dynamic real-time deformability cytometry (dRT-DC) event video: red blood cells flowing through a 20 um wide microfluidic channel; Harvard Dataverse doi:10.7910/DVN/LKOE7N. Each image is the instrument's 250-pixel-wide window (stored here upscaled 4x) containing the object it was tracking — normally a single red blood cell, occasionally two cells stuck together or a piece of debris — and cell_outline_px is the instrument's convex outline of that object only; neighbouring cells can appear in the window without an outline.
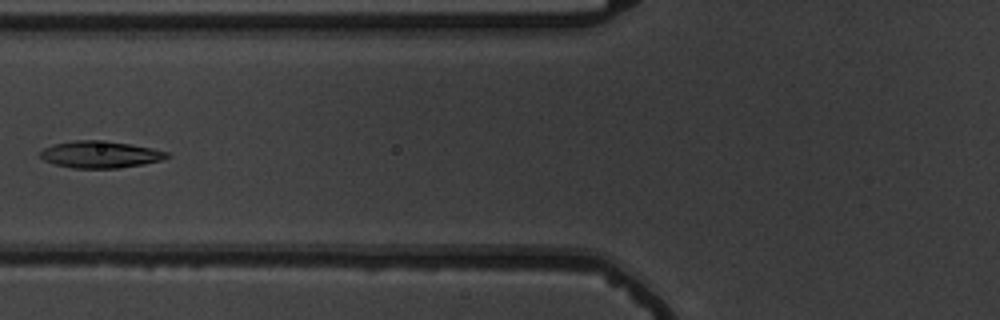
{"species": "common noctule bat (a hibernating species)", "species_latin": "Nyctalus noctula", "temperature_condition": "warm", "stored_images_in_passage": 7, "camera_frame_rate_fps": 3000, "um_per_image_px": 0.085, "animal": {"sex": "male", "body_mass_g": 19.5, "forearm_length_mm": 54.6}, "frame": {"image": 1, "passage_image": 6, "time_ms": 6.0, "image_size_px": [1000, 320], "cell_outline_px": [[172, 156], [160, 160], [144, 164], [116, 168], [76, 168], [56, 164], [44, 160], [40, 156], [40, 152], [44, 148], [56, 144], [76, 140], [92, 140], [128, 144], [152, 148], [168, 152]], "centroid_in_image_um": [8.54, 13.14], "position_along_channel_um": 117.3, "area_um2": 19.42}}
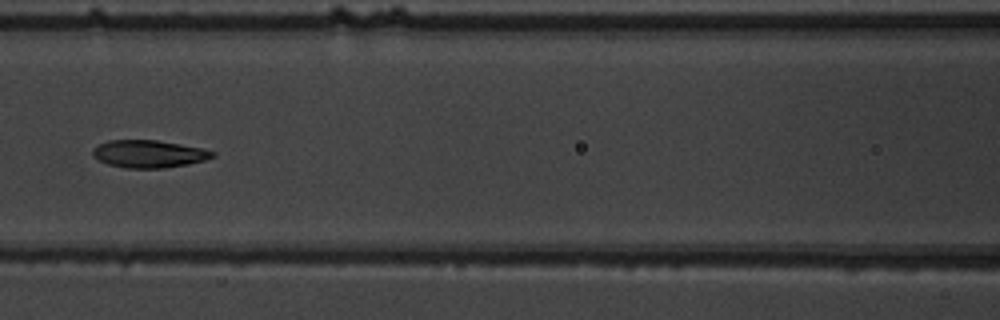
{"frame": {"image": 2, "passage_image": 7, "time_ms": 7.0, "image_size_px": [1000, 320], "cell_outline_px": [[216, 156], [204, 160], [188, 164], [164, 168], [124, 168], [108, 164], [92, 156], [92, 148], [108, 140], [156, 140], [204, 148], [216, 152]], "centroid_in_image_um": [12.66, 13.08], "position_along_channel_um": 153.9, "area_um2": 19.31}}